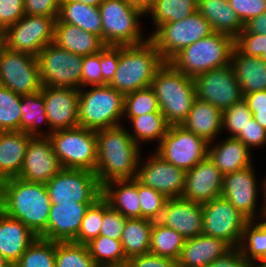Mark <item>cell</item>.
<instances>
[{
  "label": "cell",
  "instance_id": "cell-1",
  "mask_svg": "<svg viewBox=\"0 0 266 267\" xmlns=\"http://www.w3.org/2000/svg\"><path fill=\"white\" fill-rule=\"evenodd\" d=\"M51 201L46 184L14 177L0 182V210L20 220L36 236L47 228Z\"/></svg>",
  "mask_w": 266,
  "mask_h": 267
},
{
  "label": "cell",
  "instance_id": "cell-2",
  "mask_svg": "<svg viewBox=\"0 0 266 267\" xmlns=\"http://www.w3.org/2000/svg\"><path fill=\"white\" fill-rule=\"evenodd\" d=\"M97 167L95 175L101 186L112 180L134 179L140 160V145L123 125L96 131Z\"/></svg>",
  "mask_w": 266,
  "mask_h": 267
},
{
  "label": "cell",
  "instance_id": "cell-3",
  "mask_svg": "<svg viewBox=\"0 0 266 267\" xmlns=\"http://www.w3.org/2000/svg\"><path fill=\"white\" fill-rule=\"evenodd\" d=\"M164 63L150 39L138 45L119 46V63L108 85L124 96L150 87L157 70Z\"/></svg>",
  "mask_w": 266,
  "mask_h": 267
},
{
  "label": "cell",
  "instance_id": "cell-4",
  "mask_svg": "<svg viewBox=\"0 0 266 267\" xmlns=\"http://www.w3.org/2000/svg\"><path fill=\"white\" fill-rule=\"evenodd\" d=\"M150 87L167 123L181 125L196 100L193 78L177 70L170 62H165L157 70Z\"/></svg>",
  "mask_w": 266,
  "mask_h": 267
},
{
  "label": "cell",
  "instance_id": "cell-5",
  "mask_svg": "<svg viewBox=\"0 0 266 267\" xmlns=\"http://www.w3.org/2000/svg\"><path fill=\"white\" fill-rule=\"evenodd\" d=\"M233 48L234 39L231 36L213 32L183 48L169 62L186 76L195 78L229 65Z\"/></svg>",
  "mask_w": 266,
  "mask_h": 267
},
{
  "label": "cell",
  "instance_id": "cell-6",
  "mask_svg": "<svg viewBox=\"0 0 266 267\" xmlns=\"http://www.w3.org/2000/svg\"><path fill=\"white\" fill-rule=\"evenodd\" d=\"M88 89H79V126L98 131L121 125L124 95L108 84L91 85Z\"/></svg>",
  "mask_w": 266,
  "mask_h": 267
},
{
  "label": "cell",
  "instance_id": "cell-7",
  "mask_svg": "<svg viewBox=\"0 0 266 267\" xmlns=\"http://www.w3.org/2000/svg\"><path fill=\"white\" fill-rule=\"evenodd\" d=\"M98 8L106 46L138 45L149 39L143 38L139 25L145 13L127 0H103Z\"/></svg>",
  "mask_w": 266,
  "mask_h": 267
},
{
  "label": "cell",
  "instance_id": "cell-8",
  "mask_svg": "<svg viewBox=\"0 0 266 267\" xmlns=\"http://www.w3.org/2000/svg\"><path fill=\"white\" fill-rule=\"evenodd\" d=\"M48 138L63 168L95 172L97 167L96 131L79 126L54 131Z\"/></svg>",
  "mask_w": 266,
  "mask_h": 267
},
{
  "label": "cell",
  "instance_id": "cell-9",
  "mask_svg": "<svg viewBox=\"0 0 266 267\" xmlns=\"http://www.w3.org/2000/svg\"><path fill=\"white\" fill-rule=\"evenodd\" d=\"M213 33L210 23L197 11L181 21L160 25L149 39L165 62L183 48Z\"/></svg>",
  "mask_w": 266,
  "mask_h": 267
},
{
  "label": "cell",
  "instance_id": "cell-10",
  "mask_svg": "<svg viewBox=\"0 0 266 267\" xmlns=\"http://www.w3.org/2000/svg\"><path fill=\"white\" fill-rule=\"evenodd\" d=\"M37 61L42 86L81 89L83 56L52 42L38 53Z\"/></svg>",
  "mask_w": 266,
  "mask_h": 267
},
{
  "label": "cell",
  "instance_id": "cell-11",
  "mask_svg": "<svg viewBox=\"0 0 266 267\" xmlns=\"http://www.w3.org/2000/svg\"><path fill=\"white\" fill-rule=\"evenodd\" d=\"M51 204L96 202L102 186L94 172L62 168L46 183Z\"/></svg>",
  "mask_w": 266,
  "mask_h": 267
},
{
  "label": "cell",
  "instance_id": "cell-12",
  "mask_svg": "<svg viewBox=\"0 0 266 267\" xmlns=\"http://www.w3.org/2000/svg\"><path fill=\"white\" fill-rule=\"evenodd\" d=\"M208 145L205 139L183 125H170L155 152L186 172L208 156Z\"/></svg>",
  "mask_w": 266,
  "mask_h": 267
},
{
  "label": "cell",
  "instance_id": "cell-13",
  "mask_svg": "<svg viewBox=\"0 0 266 267\" xmlns=\"http://www.w3.org/2000/svg\"><path fill=\"white\" fill-rule=\"evenodd\" d=\"M202 234L220 238L232 247H239L245 225L250 221L223 197L202 204Z\"/></svg>",
  "mask_w": 266,
  "mask_h": 267
},
{
  "label": "cell",
  "instance_id": "cell-14",
  "mask_svg": "<svg viewBox=\"0 0 266 267\" xmlns=\"http://www.w3.org/2000/svg\"><path fill=\"white\" fill-rule=\"evenodd\" d=\"M55 21L49 16L24 15L5 29L7 48L37 57L46 45L53 42Z\"/></svg>",
  "mask_w": 266,
  "mask_h": 267
},
{
  "label": "cell",
  "instance_id": "cell-15",
  "mask_svg": "<svg viewBox=\"0 0 266 267\" xmlns=\"http://www.w3.org/2000/svg\"><path fill=\"white\" fill-rule=\"evenodd\" d=\"M196 98L209 102L224 111L233 104L243 100L244 95L232 66L212 69L193 78Z\"/></svg>",
  "mask_w": 266,
  "mask_h": 267
},
{
  "label": "cell",
  "instance_id": "cell-16",
  "mask_svg": "<svg viewBox=\"0 0 266 267\" xmlns=\"http://www.w3.org/2000/svg\"><path fill=\"white\" fill-rule=\"evenodd\" d=\"M0 86L18 95L41 90L37 57L7 49L0 58Z\"/></svg>",
  "mask_w": 266,
  "mask_h": 267
},
{
  "label": "cell",
  "instance_id": "cell-17",
  "mask_svg": "<svg viewBox=\"0 0 266 267\" xmlns=\"http://www.w3.org/2000/svg\"><path fill=\"white\" fill-rule=\"evenodd\" d=\"M142 160L140 157L135 178L139 183L159 191L168 199L182 196L186 175L184 170L170 164L156 152L144 164H141Z\"/></svg>",
  "mask_w": 266,
  "mask_h": 267
},
{
  "label": "cell",
  "instance_id": "cell-18",
  "mask_svg": "<svg viewBox=\"0 0 266 267\" xmlns=\"http://www.w3.org/2000/svg\"><path fill=\"white\" fill-rule=\"evenodd\" d=\"M40 92L50 127V131H44L43 137H48L54 131L79 127V89L42 86Z\"/></svg>",
  "mask_w": 266,
  "mask_h": 267
},
{
  "label": "cell",
  "instance_id": "cell-19",
  "mask_svg": "<svg viewBox=\"0 0 266 267\" xmlns=\"http://www.w3.org/2000/svg\"><path fill=\"white\" fill-rule=\"evenodd\" d=\"M257 187L255 170L252 166H249L223 176L221 197L229 201L249 220H255L256 218L260 220L263 210H259V212L256 209L258 204L257 193L259 192Z\"/></svg>",
  "mask_w": 266,
  "mask_h": 267
},
{
  "label": "cell",
  "instance_id": "cell-20",
  "mask_svg": "<svg viewBox=\"0 0 266 267\" xmlns=\"http://www.w3.org/2000/svg\"><path fill=\"white\" fill-rule=\"evenodd\" d=\"M48 137H33L27 147L18 178L27 182L46 184L61 169Z\"/></svg>",
  "mask_w": 266,
  "mask_h": 267
},
{
  "label": "cell",
  "instance_id": "cell-21",
  "mask_svg": "<svg viewBox=\"0 0 266 267\" xmlns=\"http://www.w3.org/2000/svg\"><path fill=\"white\" fill-rule=\"evenodd\" d=\"M223 174L207 156L186 171L182 198L203 204L221 197Z\"/></svg>",
  "mask_w": 266,
  "mask_h": 267
},
{
  "label": "cell",
  "instance_id": "cell-22",
  "mask_svg": "<svg viewBox=\"0 0 266 267\" xmlns=\"http://www.w3.org/2000/svg\"><path fill=\"white\" fill-rule=\"evenodd\" d=\"M202 204L182 197L167 199L159 222L172 228L185 239L202 234Z\"/></svg>",
  "mask_w": 266,
  "mask_h": 267
},
{
  "label": "cell",
  "instance_id": "cell-23",
  "mask_svg": "<svg viewBox=\"0 0 266 267\" xmlns=\"http://www.w3.org/2000/svg\"><path fill=\"white\" fill-rule=\"evenodd\" d=\"M95 202L51 204L46 232L41 236L51 241H73L87 209Z\"/></svg>",
  "mask_w": 266,
  "mask_h": 267
},
{
  "label": "cell",
  "instance_id": "cell-24",
  "mask_svg": "<svg viewBox=\"0 0 266 267\" xmlns=\"http://www.w3.org/2000/svg\"><path fill=\"white\" fill-rule=\"evenodd\" d=\"M37 237L20 220L0 210V262L16 264Z\"/></svg>",
  "mask_w": 266,
  "mask_h": 267
},
{
  "label": "cell",
  "instance_id": "cell-25",
  "mask_svg": "<svg viewBox=\"0 0 266 267\" xmlns=\"http://www.w3.org/2000/svg\"><path fill=\"white\" fill-rule=\"evenodd\" d=\"M231 248L225 240L204 234L185 239L177 267H206Z\"/></svg>",
  "mask_w": 266,
  "mask_h": 267
},
{
  "label": "cell",
  "instance_id": "cell-26",
  "mask_svg": "<svg viewBox=\"0 0 266 267\" xmlns=\"http://www.w3.org/2000/svg\"><path fill=\"white\" fill-rule=\"evenodd\" d=\"M22 131H0V182L18 177L30 140Z\"/></svg>",
  "mask_w": 266,
  "mask_h": 267
},
{
  "label": "cell",
  "instance_id": "cell-27",
  "mask_svg": "<svg viewBox=\"0 0 266 267\" xmlns=\"http://www.w3.org/2000/svg\"><path fill=\"white\" fill-rule=\"evenodd\" d=\"M53 43L83 57L99 53L106 46L98 35L58 19L55 21Z\"/></svg>",
  "mask_w": 266,
  "mask_h": 267
},
{
  "label": "cell",
  "instance_id": "cell-28",
  "mask_svg": "<svg viewBox=\"0 0 266 267\" xmlns=\"http://www.w3.org/2000/svg\"><path fill=\"white\" fill-rule=\"evenodd\" d=\"M250 152V149L235 137L208 145V157L223 175L253 166Z\"/></svg>",
  "mask_w": 266,
  "mask_h": 267
},
{
  "label": "cell",
  "instance_id": "cell-29",
  "mask_svg": "<svg viewBox=\"0 0 266 267\" xmlns=\"http://www.w3.org/2000/svg\"><path fill=\"white\" fill-rule=\"evenodd\" d=\"M230 65L243 95L266 90V62L259 57L242 54L235 46Z\"/></svg>",
  "mask_w": 266,
  "mask_h": 267
},
{
  "label": "cell",
  "instance_id": "cell-30",
  "mask_svg": "<svg viewBox=\"0 0 266 267\" xmlns=\"http://www.w3.org/2000/svg\"><path fill=\"white\" fill-rule=\"evenodd\" d=\"M222 119V110L196 98L186 120L181 125L208 143H214V139L222 131Z\"/></svg>",
  "mask_w": 266,
  "mask_h": 267
},
{
  "label": "cell",
  "instance_id": "cell-31",
  "mask_svg": "<svg viewBox=\"0 0 266 267\" xmlns=\"http://www.w3.org/2000/svg\"><path fill=\"white\" fill-rule=\"evenodd\" d=\"M102 197L127 219L141 218L138 181L135 178L107 182L102 186Z\"/></svg>",
  "mask_w": 266,
  "mask_h": 267
},
{
  "label": "cell",
  "instance_id": "cell-32",
  "mask_svg": "<svg viewBox=\"0 0 266 267\" xmlns=\"http://www.w3.org/2000/svg\"><path fill=\"white\" fill-rule=\"evenodd\" d=\"M198 12L210 23L213 32L235 39L244 29L228 0H198Z\"/></svg>",
  "mask_w": 266,
  "mask_h": 267
},
{
  "label": "cell",
  "instance_id": "cell-33",
  "mask_svg": "<svg viewBox=\"0 0 266 267\" xmlns=\"http://www.w3.org/2000/svg\"><path fill=\"white\" fill-rule=\"evenodd\" d=\"M57 19L62 23L73 24L86 32L94 33L103 40L102 20L98 7L77 1L61 0Z\"/></svg>",
  "mask_w": 266,
  "mask_h": 267
},
{
  "label": "cell",
  "instance_id": "cell-34",
  "mask_svg": "<svg viewBox=\"0 0 266 267\" xmlns=\"http://www.w3.org/2000/svg\"><path fill=\"white\" fill-rule=\"evenodd\" d=\"M153 222L144 218H128L126 220L121 243L127 260L149 253Z\"/></svg>",
  "mask_w": 266,
  "mask_h": 267
},
{
  "label": "cell",
  "instance_id": "cell-35",
  "mask_svg": "<svg viewBox=\"0 0 266 267\" xmlns=\"http://www.w3.org/2000/svg\"><path fill=\"white\" fill-rule=\"evenodd\" d=\"M198 11V0H154L145 15L150 14L155 30L166 22H176Z\"/></svg>",
  "mask_w": 266,
  "mask_h": 267
},
{
  "label": "cell",
  "instance_id": "cell-36",
  "mask_svg": "<svg viewBox=\"0 0 266 267\" xmlns=\"http://www.w3.org/2000/svg\"><path fill=\"white\" fill-rule=\"evenodd\" d=\"M127 118L133 125V134H129L138 145L144 141L149 143L157 140L160 143L170 126L161 111Z\"/></svg>",
  "mask_w": 266,
  "mask_h": 267
},
{
  "label": "cell",
  "instance_id": "cell-37",
  "mask_svg": "<svg viewBox=\"0 0 266 267\" xmlns=\"http://www.w3.org/2000/svg\"><path fill=\"white\" fill-rule=\"evenodd\" d=\"M185 238L172 228L154 221L151 230L149 253L177 261Z\"/></svg>",
  "mask_w": 266,
  "mask_h": 267
},
{
  "label": "cell",
  "instance_id": "cell-38",
  "mask_svg": "<svg viewBox=\"0 0 266 267\" xmlns=\"http://www.w3.org/2000/svg\"><path fill=\"white\" fill-rule=\"evenodd\" d=\"M86 246L98 267H123L127 263L121 240L99 235Z\"/></svg>",
  "mask_w": 266,
  "mask_h": 267
},
{
  "label": "cell",
  "instance_id": "cell-39",
  "mask_svg": "<svg viewBox=\"0 0 266 267\" xmlns=\"http://www.w3.org/2000/svg\"><path fill=\"white\" fill-rule=\"evenodd\" d=\"M21 131L32 137H43L39 126L43 123L49 126L43 94L39 91L30 95H22L21 100Z\"/></svg>",
  "mask_w": 266,
  "mask_h": 267
},
{
  "label": "cell",
  "instance_id": "cell-40",
  "mask_svg": "<svg viewBox=\"0 0 266 267\" xmlns=\"http://www.w3.org/2000/svg\"><path fill=\"white\" fill-rule=\"evenodd\" d=\"M250 220L244 228L239 248L252 264L266 258V220Z\"/></svg>",
  "mask_w": 266,
  "mask_h": 267
},
{
  "label": "cell",
  "instance_id": "cell-41",
  "mask_svg": "<svg viewBox=\"0 0 266 267\" xmlns=\"http://www.w3.org/2000/svg\"><path fill=\"white\" fill-rule=\"evenodd\" d=\"M55 267H98L86 245L73 241H55Z\"/></svg>",
  "mask_w": 266,
  "mask_h": 267
},
{
  "label": "cell",
  "instance_id": "cell-42",
  "mask_svg": "<svg viewBox=\"0 0 266 267\" xmlns=\"http://www.w3.org/2000/svg\"><path fill=\"white\" fill-rule=\"evenodd\" d=\"M21 100V95L0 86V131H21Z\"/></svg>",
  "mask_w": 266,
  "mask_h": 267
},
{
  "label": "cell",
  "instance_id": "cell-43",
  "mask_svg": "<svg viewBox=\"0 0 266 267\" xmlns=\"http://www.w3.org/2000/svg\"><path fill=\"white\" fill-rule=\"evenodd\" d=\"M16 265L17 267H55V241L37 237Z\"/></svg>",
  "mask_w": 266,
  "mask_h": 267
},
{
  "label": "cell",
  "instance_id": "cell-44",
  "mask_svg": "<svg viewBox=\"0 0 266 267\" xmlns=\"http://www.w3.org/2000/svg\"><path fill=\"white\" fill-rule=\"evenodd\" d=\"M159 111L158 100L151 87L133 91L124 96L123 117H136Z\"/></svg>",
  "mask_w": 266,
  "mask_h": 267
},
{
  "label": "cell",
  "instance_id": "cell-45",
  "mask_svg": "<svg viewBox=\"0 0 266 267\" xmlns=\"http://www.w3.org/2000/svg\"><path fill=\"white\" fill-rule=\"evenodd\" d=\"M103 220V197L99 198L85 212L77 237L73 242L86 245L100 235Z\"/></svg>",
  "mask_w": 266,
  "mask_h": 267
},
{
  "label": "cell",
  "instance_id": "cell-46",
  "mask_svg": "<svg viewBox=\"0 0 266 267\" xmlns=\"http://www.w3.org/2000/svg\"><path fill=\"white\" fill-rule=\"evenodd\" d=\"M138 197L141 208V218L159 221L168 198L159 191L138 182Z\"/></svg>",
  "mask_w": 266,
  "mask_h": 267
},
{
  "label": "cell",
  "instance_id": "cell-47",
  "mask_svg": "<svg viewBox=\"0 0 266 267\" xmlns=\"http://www.w3.org/2000/svg\"><path fill=\"white\" fill-rule=\"evenodd\" d=\"M252 118V112L247 103L242 100L223 111L222 130L227 129L231 134L229 137L236 138Z\"/></svg>",
  "mask_w": 266,
  "mask_h": 267
},
{
  "label": "cell",
  "instance_id": "cell-48",
  "mask_svg": "<svg viewBox=\"0 0 266 267\" xmlns=\"http://www.w3.org/2000/svg\"><path fill=\"white\" fill-rule=\"evenodd\" d=\"M234 46L242 54L259 57L266 62V35L241 32L234 39Z\"/></svg>",
  "mask_w": 266,
  "mask_h": 267
},
{
  "label": "cell",
  "instance_id": "cell-49",
  "mask_svg": "<svg viewBox=\"0 0 266 267\" xmlns=\"http://www.w3.org/2000/svg\"><path fill=\"white\" fill-rule=\"evenodd\" d=\"M126 220V217L117 210L113 209L103 198V220L100 235L107 236L115 240H121Z\"/></svg>",
  "mask_w": 266,
  "mask_h": 267
},
{
  "label": "cell",
  "instance_id": "cell-50",
  "mask_svg": "<svg viewBox=\"0 0 266 267\" xmlns=\"http://www.w3.org/2000/svg\"><path fill=\"white\" fill-rule=\"evenodd\" d=\"M243 24L266 12V0H228Z\"/></svg>",
  "mask_w": 266,
  "mask_h": 267
},
{
  "label": "cell",
  "instance_id": "cell-51",
  "mask_svg": "<svg viewBox=\"0 0 266 267\" xmlns=\"http://www.w3.org/2000/svg\"><path fill=\"white\" fill-rule=\"evenodd\" d=\"M119 63V46H105L100 51L102 85L109 84L115 76Z\"/></svg>",
  "mask_w": 266,
  "mask_h": 267
},
{
  "label": "cell",
  "instance_id": "cell-52",
  "mask_svg": "<svg viewBox=\"0 0 266 267\" xmlns=\"http://www.w3.org/2000/svg\"><path fill=\"white\" fill-rule=\"evenodd\" d=\"M24 15V0H0V29L12 26Z\"/></svg>",
  "mask_w": 266,
  "mask_h": 267
},
{
  "label": "cell",
  "instance_id": "cell-53",
  "mask_svg": "<svg viewBox=\"0 0 266 267\" xmlns=\"http://www.w3.org/2000/svg\"><path fill=\"white\" fill-rule=\"evenodd\" d=\"M91 85H102L100 52L83 57L81 88Z\"/></svg>",
  "mask_w": 266,
  "mask_h": 267
},
{
  "label": "cell",
  "instance_id": "cell-54",
  "mask_svg": "<svg viewBox=\"0 0 266 267\" xmlns=\"http://www.w3.org/2000/svg\"><path fill=\"white\" fill-rule=\"evenodd\" d=\"M61 0H24L25 15L49 16L57 19Z\"/></svg>",
  "mask_w": 266,
  "mask_h": 267
},
{
  "label": "cell",
  "instance_id": "cell-55",
  "mask_svg": "<svg viewBox=\"0 0 266 267\" xmlns=\"http://www.w3.org/2000/svg\"><path fill=\"white\" fill-rule=\"evenodd\" d=\"M236 138L251 150V147L257 148L266 144V130L252 118Z\"/></svg>",
  "mask_w": 266,
  "mask_h": 267
},
{
  "label": "cell",
  "instance_id": "cell-56",
  "mask_svg": "<svg viewBox=\"0 0 266 267\" xmlns=\"http://www.w3.org/2000/svg\"><path fill=\"white\" fill-rule=\"evenodd\" d=\"M126 267H177V261L152 253L132 257L127 260Z\"/></svg>",
  "mask_w": 266,
  "mask_h": 267
},
{
  "label": "cell",
  "instance_id": "cell-57",
  "mask_svg": "<svg viewBox=\"0 0 266 267\" xmlns=\"http://www.w3.org/2000/svg\"><path fill=\"white\" fill-rule=\"evenodd\" d=\"M239 247H232L224 255L219 256L206 267H252Z\"/></svg>",
  "mask_w": 266,
  "mask_h": 267
},
{
  "label": "cell",
  "instance_id": "cell-58",
  "mask_svg": "<svg viewBox=\"0 0 266 267\" xmlns=\"http://www.w3.org/2000/svg\"><path fill=\"white\" fill-rule=\"evenodd\" d=\"M243 100L247 103L252 114L266 112V90L246 94Z\"/></svg>",
  "mask_w": 266,
  "mask_h": 267
},
{
  "label": "cell",
  "instance_id": "cell-59",
  "mask_svg": "<svg viewBox=\"0 0 266 267\" xmlns=\"http://www.w3.org/2000/svg\"><path fill=\"white\" fill-rule=\"evenodd\" d=\"M242 32L266 35V12L246 22Z\"/></svg>",
  "mask_w": 266,
  "mask_h": 267
},
{
  "label": "cell",
  "instance_id": "cell-60",
  "mask_svg": "<svg viewBox=\"0 0 266 267\" xmlns=\"http://www.w3.org/2000/svg\"><path fill=\"white\" fill-rule=\"evenodd\" d=\"M132 6L141 9L144 13L152 6L154 0H127Z\"/></svg>",
  "mask_w": 266,
  "mask_h": 267
},
{
  "label": "cell",
  "instance_id": "cell-61",
  "mask_svg": "<svg viewBox=\"0 0 266 267\" xmlns=\"http://www.w3.org/2000/svg\"><path fill=\"white\" fill-rule=\"evenodd\" d=\"M7 49V35L5 29H0V58Z\"/></svg>",
  "mask_w": 266,
  "mask_h": 267
},
{
  "label": "cell",
  "instance_id": "cell-62",
  "mask_svg": "<svg viewBox=\"0 0 266 267\" xmlns=\"http://www.w3.org/2000/svg\"><path fill=\"white\" fill-rule=\"evenodd\" d=\"M253 118L266 130V112H257Z\"/></svg>",
  "mask_w": 266,
  "mask_h": 267
},
{
  "label": "cell",
  "instance_id": "cell-63",
  "mask_svg": "<svg viewBox=\"0 0 266 267\" xmlns=\"http://www.w3.org/2000/svg\"><path fill=\"white\" fill-rule=\"evenodd\" d=\"M262 181H263V183H262L261 187L263 188L262 190L264 191V193H263L264 204H263V206L261 208V210H263L261 219L265 218V220H266V177Z\"/></svg>",
  "mask_w": 266,
  "mask_h": 267
},
{
  "label": "cell",
  "instance_id": "cell-64",
  "mask_svg": "<svg viewBox=\"0 0 266 267\" xmlns=\"http://www.w3.org/2000/svg\"><path fill=\"white\" fill-rule=\"evenodd\" d=\"M71 1L81 2L83 4H87L93 7H99L100 4L103 2V0H71Z\"/></svg>",
  "mask_w": 266,
  "mask_h": 267
},
{
  "label": "cell",
  "instance_id": "cell-65",
  "mask_svg": "<svg viewBox=\"0 0 266 267\" xmlns=\"http://www.w3.org/2000/svg\"><path fill=\"white\" fill-rule=\"evenodd\" d=\"M252 267H266V258L254 262Z\"/></svg>",
  "mask_w": 266,
  "mask_h": 267
},
{
  "label": "cell",
  "instance_id": "cell-66",
  "mask_svg": "<svg viewBox=\"0 0 266 267\" xmlns=\"http://www.w3.org/2000/svg\"><path fill=\"white\" fill-rule=\"evenodd\" d=\"M0 267H17V265L11 262H0Z\"/></svg>",
  "mask_w": 266,
  "mask_h": 267
}]
</instances>
